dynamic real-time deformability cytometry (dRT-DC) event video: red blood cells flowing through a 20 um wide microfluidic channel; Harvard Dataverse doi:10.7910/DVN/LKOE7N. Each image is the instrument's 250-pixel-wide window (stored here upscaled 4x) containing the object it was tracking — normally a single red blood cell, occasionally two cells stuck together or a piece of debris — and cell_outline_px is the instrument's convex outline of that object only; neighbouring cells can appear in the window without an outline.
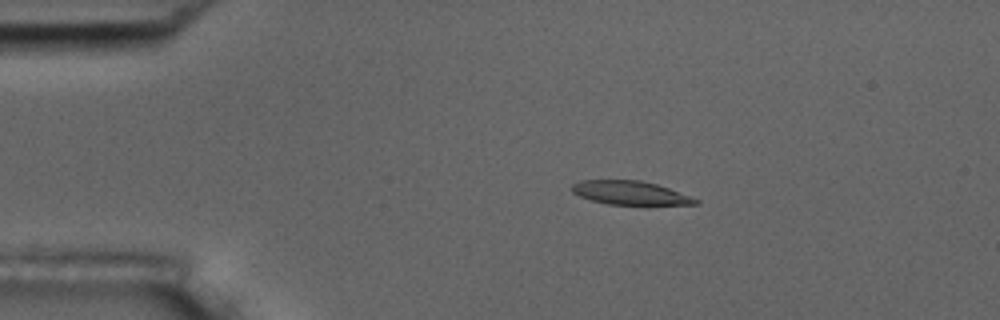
{"species": "common noctule bat (a hibernating species)", "species_latin": "Nyctalus noctula", "temperature_condition": "room temperature", "stored_images_in_passage": 7, "camera_frame_rate_fps": 3000, "um_per_image_px": 0.085, "animal": {"sex": "male", "body_mass_g": 17.5, "forearm_length_mm": 52.3}, "frame": {"image": 1, "passage_image": 2, "time_ms": 1.333, "image_size_px": [1000, 320], "cell_outline_px": [[700, 204], [608, 204], [592, 200], [580, 196], [572, 192], [572, 184], [580, 180], [640, 180], [656, 184], [668, 188], [700, 200]], "centroid_in_image_um": [53.54, 16.38], "position_along_channel_um": 31.5, "area_um2": 16.76}}
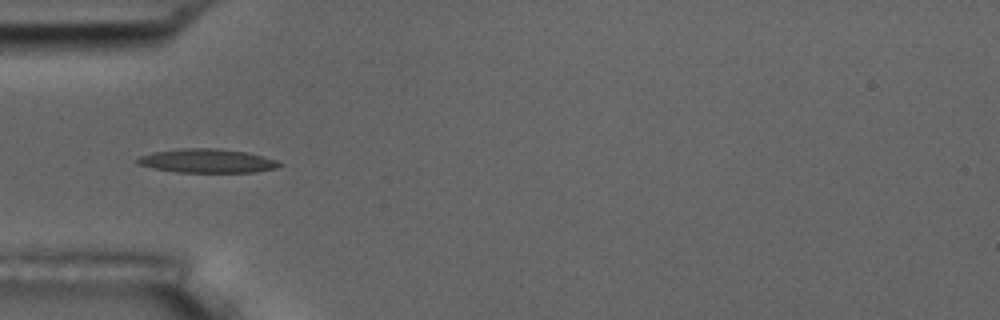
{"frame": {"image": 2, "passage_image": 4, "time_ms": 3.667, "image_size_px": [1000, 320], "cell_outline_px": [[284, 164], [276, 168], [252, 172], [176, 172], [152, 168], [136, 164], [136, 160], [140, 156], [152, 152], [180, 148], [216, 148], [248, 152], [264, 156], [276, 160]], "centroid_in_image_um": [17.59, 13.67], "position_along_channel_um": 67.4, "area_um2": 19.88}}
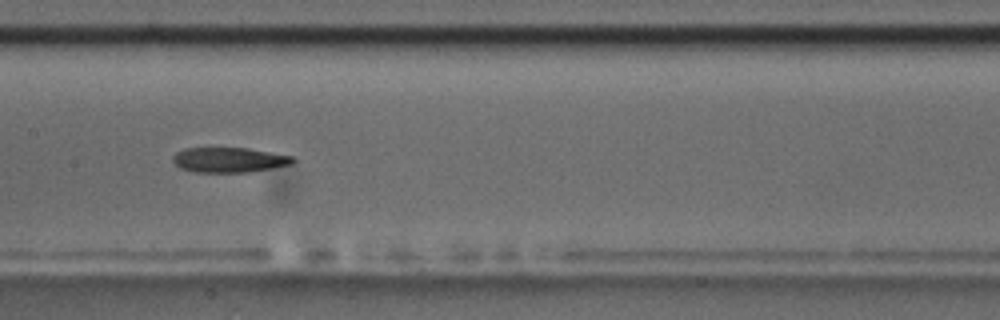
{"frame": {"image": 3, "passage_image": 7, "time_ms": 7.0, "image_size_px": [1000, 320], "cell_outline_px": [[296, 160], [292, 164], [272, 168], [248, 172], [196, 172], [180, 168], [172, 160], [172, 156], [176, 152], [184, 148], [248, 148], [296, 156]], "centroid_in_image_um": [19.51, 13.58], "position_along_channel_um": 187.9, "area_um2": 17.63}}